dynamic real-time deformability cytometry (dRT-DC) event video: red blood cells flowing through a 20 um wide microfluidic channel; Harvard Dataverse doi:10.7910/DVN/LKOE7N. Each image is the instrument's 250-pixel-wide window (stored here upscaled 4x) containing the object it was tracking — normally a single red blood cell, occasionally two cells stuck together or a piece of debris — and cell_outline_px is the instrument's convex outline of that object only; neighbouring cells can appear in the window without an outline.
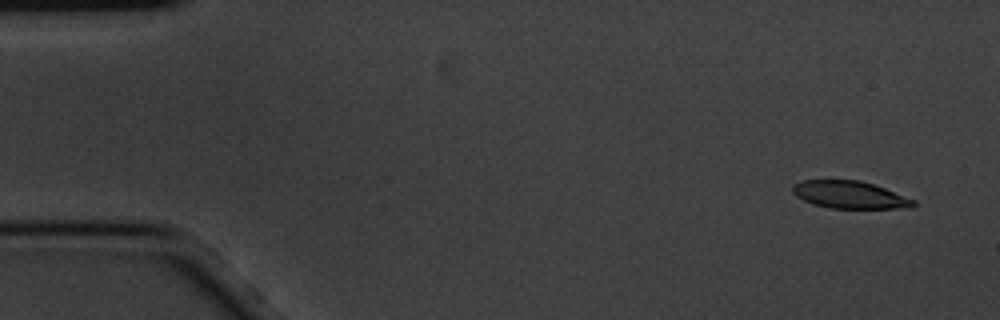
{"species": "common noctule bat (a hibernating species)", "species_latin": "Nyctalus noctula", "temperature_condition": "cold", "stored_images_in_passage": 4, "camera_frame_rate_fps": 3000, "um_per_image_px": 0.085, "animal": {"sex": "male", "body_mass_g": 20.1, "forearm_length_mm": 53.5}, "frame": {"image": 1, "passage_image": 1, "time_ms": 0.0, "image_size_px": [1000, 320], "cell_outline_px": [[916, 204], [912, 208], [828, 208], [812, 204], [796, 196], [792, 192], [792, 184], [804, 180], [860, 180], [884, 188], [916, 200]], "centroid_in_image_um": [72.22, 16.56], "position_along_channel_um": 12.8, "area_um2": 19.36}}
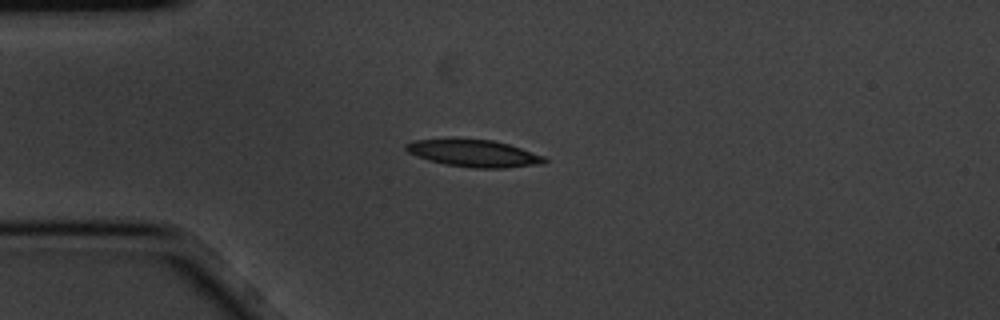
{"frame": {"image": 2, "passage_image": 4, "time_ms": 1.0, "image_size_px": [1000, 320], "cell_outline_px": [[548, 160], [544, 164], [504, 168], [476, 168], [444, 164], [428, 160], [416, 156], [408, 152], [404, 148], [404, 144], [412, 140], [492, 140], [508, 144], [544, 156]], "centroid_in_image_um": [40.29, 13.05], "position_along_channel_um": 44.7, "area_um2": 21.56}}